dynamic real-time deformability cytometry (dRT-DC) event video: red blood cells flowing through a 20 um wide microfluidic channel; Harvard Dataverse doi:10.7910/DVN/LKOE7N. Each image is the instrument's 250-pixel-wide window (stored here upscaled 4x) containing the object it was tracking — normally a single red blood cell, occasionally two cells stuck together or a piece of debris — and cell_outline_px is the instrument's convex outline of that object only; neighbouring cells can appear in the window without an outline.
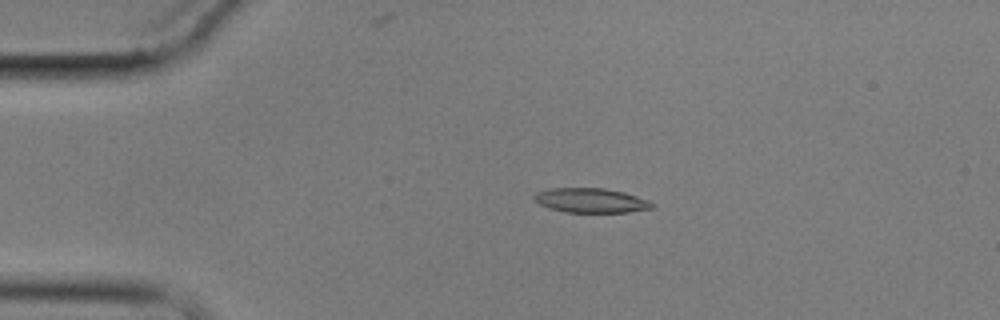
{"species": "common noctule bat (a hibernating species)", "species_latin": "Nyctalus noctula", "temperature_condition": "cold", "stored_images_in_passage": 5, "segment_of_instrument_passage": [1, 2], "camera_frame_rate_fps": 3000, "um_per_image_px": 0.085, "animal": {"sex": "male", "body_mass_g": 17.9}, "frame": {"image": 1, "passage_image": 3, "time_ms": 3.333, "image_size_px": [1000, 320], "cell_outline_px": [[656, 208], [628, 212], [564, 212], [548, 208], [532, 200], [532, 196], [536, 192], [552, 188], [604, 188], [624, 192], [648, 200], [656, 204]], "centroid_in_image_um": [50.23, 17.04], "position_along_channel_um": 34.8, "area_um2": 17.05}}